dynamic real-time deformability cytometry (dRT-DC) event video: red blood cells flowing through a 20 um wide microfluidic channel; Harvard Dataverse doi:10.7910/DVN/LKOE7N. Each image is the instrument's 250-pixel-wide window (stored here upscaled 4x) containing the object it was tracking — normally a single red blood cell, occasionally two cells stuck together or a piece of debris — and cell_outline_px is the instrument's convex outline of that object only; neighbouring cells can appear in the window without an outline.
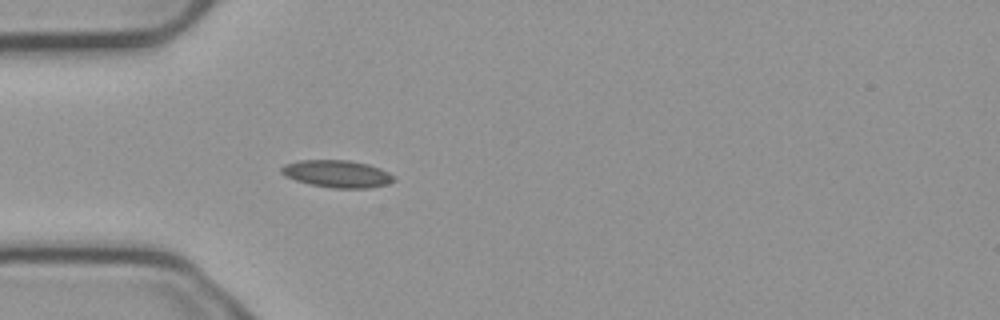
{"species": "common noctule bat (a hibernating species)", "species_latin": "Nyctalus noctula", "temperature_condition": "cold", "stored_images_in_passage": 4, "camera_frame_rate_fps": 3000, "um_per_image_px": 0.085, "animal": {"sex": "male", "body_mass_g": 23.1, "forearm_length_mm": 52.7}, "frame": {"image": 1, "passage_image": 4, "time_ms": 1.0, "image_size_px": [1000, 320], "cell_outline_px": [[396, 180], [388, 184], [368, 188], [332, 188], [312, 184], [296, 180], [284, 176], [280, 172], [280, 168], [284, 164], [300, 160], [348, 160], [368, 164], [380, 168], [396, 176]], "centroid_in_image_um": [28.67, 14.77], "position_along_channel_um": 56.3, "area_um2": 17.98}}